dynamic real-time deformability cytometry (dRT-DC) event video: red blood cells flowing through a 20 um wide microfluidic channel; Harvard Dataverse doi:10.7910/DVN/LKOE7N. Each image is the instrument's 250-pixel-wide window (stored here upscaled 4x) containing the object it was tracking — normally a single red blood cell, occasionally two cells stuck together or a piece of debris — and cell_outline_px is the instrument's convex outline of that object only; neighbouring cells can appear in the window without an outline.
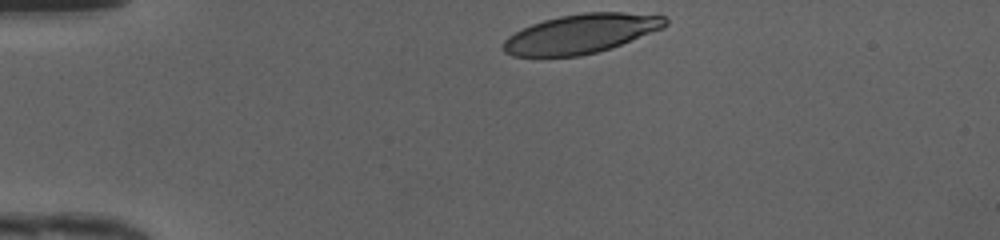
{"species": "human", "species_latin": "Homo sapiens", "temperature_condition": "cold", "stored_images_in_passage": 31, "camera_frame_rate_fps": 3000, "um_per_image_px": 0.085, "donor": {"sex": "female"}, "frame": {"image": 1, "passage_image": 1, "time_ms": 0.0, "image_size_px": [1000, 240], "cell_outline_px": [[668, 24], [664, 28], [620, 44], [596, 52], [580, 56], [512, 56], [504, 52], [500, 48], [500, 44], [508, 36], [532, 24], [544, 20], [560, 16], [584, 12], [624, 12], [664, 16], [668, 20]], "centroid_in_image_um": [49.36, 2.86], "position_along_channel_um": 35.6, "area_um2": 36.88}}
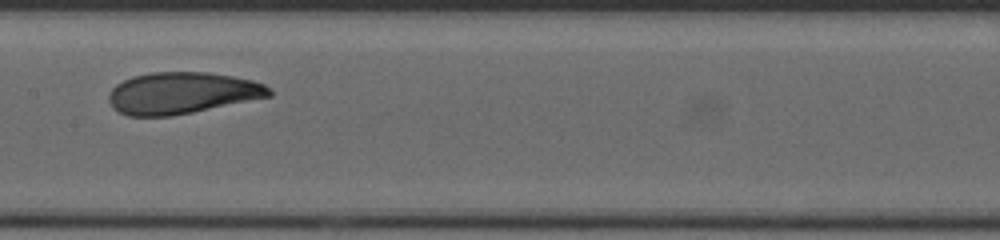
{"frame": {"image": 2, "passage_image": 16, "time_ms": 5.0, "image_size_px": [1000, 240], "cell_outline_px": [[272, 96], [172, 116], [128, 116], [112, 108], [108, 100], [108, 92], [116, 84], [132, 76], [152, 72], [208, 72], [232, 76], [252, 80], [264, 84], [272, 88]], "centroid_in_image_um": [15.45, 7.9], "position_along_channel_um": 191.9, "area_um2": 39.07}}
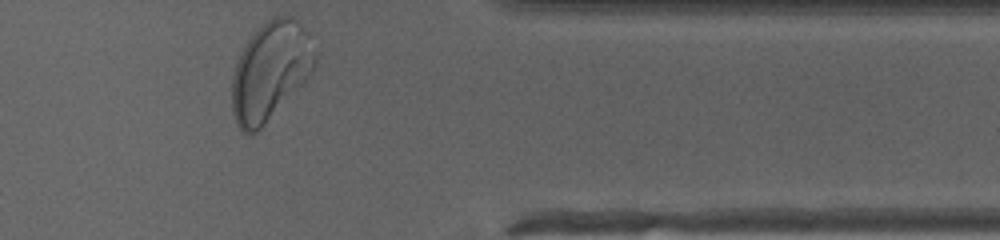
{"frame": {"image": 3, "passage_image": 31, "time_ms": 10.0, "image_size_px": [1000, 240], "cell_outline_px": [[320, 56], [312, 72], [260, 128], [256, 132], [244, 132], [236, 124], [232, 112], [232, 76], [240, 52], [248, 40], [268, 20], [276, 16], [292, 16], [300, 24], [320, 48]], "centroid_in_image_um": [23.03, 6.0], "position_along_channel_um": 388.4, "area_um2": 47.34}, "authors_computed_cell_mechanics": {"area_um2": 39.1884, "velocity_mm_per_s": 4.1897, "shape_relaxation_time_tau1_ms": 4.1188, "shape_relaxation_time_tau2_ms": 1.0215, "deformation_change_tau1": 0.1867, "deformation_change_tau2": 0.0737}}